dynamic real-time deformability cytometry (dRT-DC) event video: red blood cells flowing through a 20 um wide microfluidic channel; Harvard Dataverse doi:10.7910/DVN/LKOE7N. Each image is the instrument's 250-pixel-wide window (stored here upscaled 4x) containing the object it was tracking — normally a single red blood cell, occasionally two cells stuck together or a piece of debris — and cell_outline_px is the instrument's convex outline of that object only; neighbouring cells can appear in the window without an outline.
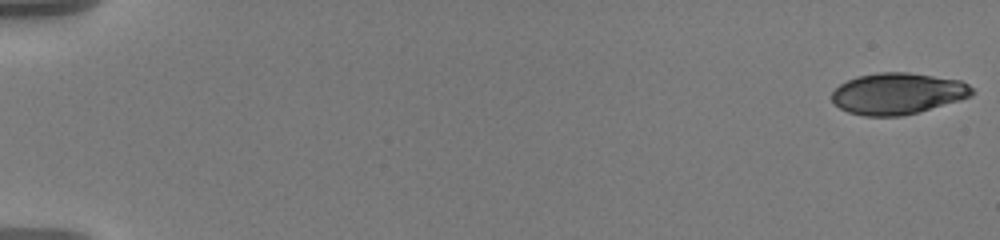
{"species": "human", "species_latin": "Homo sapiens", "temperature_condition": "warm", "stored_images_in_passage": 57, "camera_frame_rate_fps": 3000, "um_per_image_px": 0.085, "donor": {"sex": "male"}, "frame": {"image": 1, "passage_image": 1, "time_ms": 0.0, "image_size_px": [1000, 240], "cell_outline_px": [[976, 92], [972, 96], [960, 100], [920, 112], [900, 116], [864, 116], [848, 112], [840, 108], [832, 100], [832, 92], [840, 84], [856, 76], [876, 72], [908, 72], [960, 80], [968, 84]], "centroid_in_image_um": [76.32, 7.95], "position_along_channel_um": 8.7, "area_um2": 33.99}}
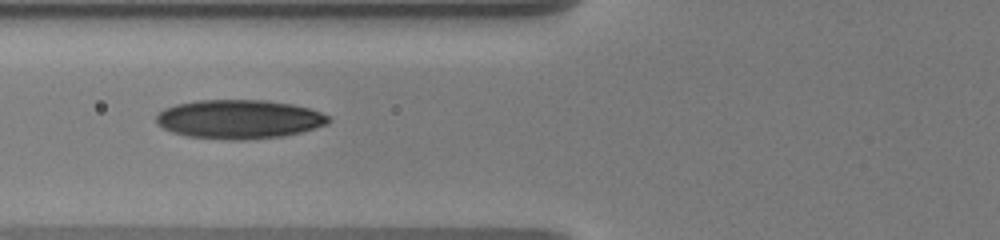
{"frame": {"image": 2, "passage_image": 24, "time_ms": 7.667, "image_size_px": [1000, 240], "cell_outline_px": [[332, 120], [328, 124], [300, 132], [284, 136], [244, 140], [228, 140], [188, 136], [172, 132], [156, 124], [156, 116], [164, 108], [176, 104], [196, 100], [264, 100], [292, 104], [308, 108], [320, 112], [328, 116]], "centroid_in_image_um": [20.31, 10.13], "position_along_channel_um": 105.5, "area_um2": 39.19}}
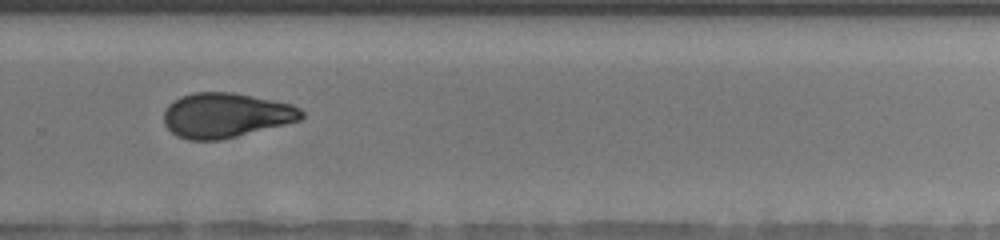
{"frame": {"image": 3, "passage_image": 41, "time_ms": 13.333, "image_size_px": [1000, 240], "cell_outline_px": [[304, 116], [300, 120], [220, 140], [188, 140], [176, 136], [164, 124], [164, 112], [168, 104], [180, 96], [192, 92], [232, 92], [292, 104], [300, 108], [304, 112]], "centroid_in_image_um": [19.16, 9.79], "position_along_channel_um": 310.6, "area_um2": 35.84}, "authors_computed_cell_mechanics": {"area_um2": 35.8938, "velocity_mm_per_s": 3.6315, "shape_relaxation_time_tau1_ms": 7.6782, "shape_relaxation_time_tau2_ms": 3.1649, "deformation_change_tau1": 0.2063, "deformation_change_tau2": 0.0853}}